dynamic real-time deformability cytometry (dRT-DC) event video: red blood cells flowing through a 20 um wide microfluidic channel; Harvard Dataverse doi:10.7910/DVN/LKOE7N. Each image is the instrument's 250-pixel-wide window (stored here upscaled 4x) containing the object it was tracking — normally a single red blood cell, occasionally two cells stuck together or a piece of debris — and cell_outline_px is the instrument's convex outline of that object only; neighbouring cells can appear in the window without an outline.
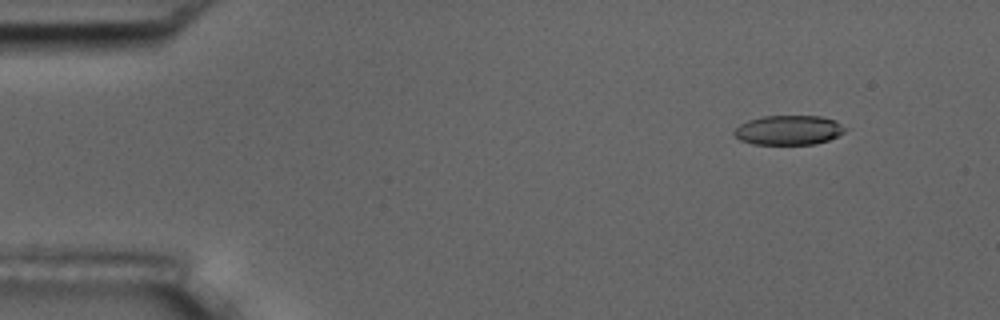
{"species": "common noctule bat (a hibernating species)", "species_latin": "Nyctalus noctula", "temperature_condition": "room temperature", "stored_images_in_passage": 5, "camera_frame_rate_fps": 3000, "um_per_image_px": 0.085, "animal": {"sex": "male", "body_mass_g": 17.5, "forearm_length_mm": 52.3}, "frame": {"image": 1, "passage_image": 2, "time_ms": 1.333, "image_size_px": [1000, 320], "cell_outline_px": [[848, 128], [844, 132], [828, 140], [816, 144], [752, 144], [740, 140], [732, 132], [740, 124], [748, 120], [760, 116], [820, 116], [836, 120]], "centroid_in_image_um": [67.04, 11.05], "position_along_channel_um": 18.0, "area_um2": 19.19}}
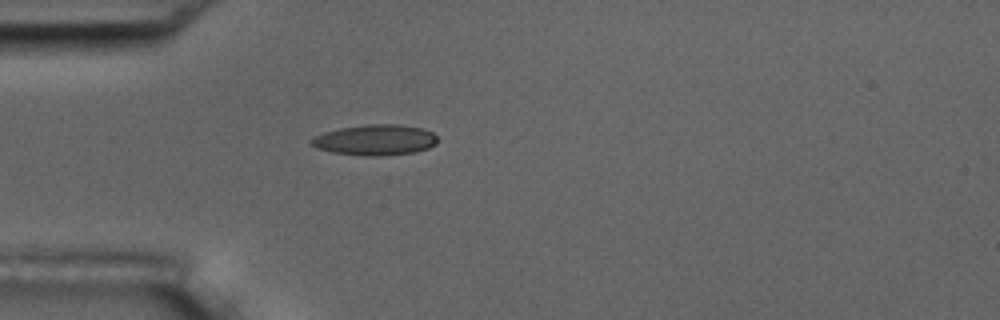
{"frame": {"image": 2, "passage_image": 5, "time_ms": 4.667, "image_size_px": [1000, 320], "cell_outline_px": [[436, 144], [428, 148], [416, 152], [380, 156], [368, 156], [332, 152], [316, 148], [312, 144], [312, 136], [324, 132], [340, 128], [368, 124], [396, 124], [424, 128], [432, 132], [436, 136]], "centroid_in_image_um": [31.9, 11.89], "position_along_channel_um": 53.1, "area_um2": 22.54}}